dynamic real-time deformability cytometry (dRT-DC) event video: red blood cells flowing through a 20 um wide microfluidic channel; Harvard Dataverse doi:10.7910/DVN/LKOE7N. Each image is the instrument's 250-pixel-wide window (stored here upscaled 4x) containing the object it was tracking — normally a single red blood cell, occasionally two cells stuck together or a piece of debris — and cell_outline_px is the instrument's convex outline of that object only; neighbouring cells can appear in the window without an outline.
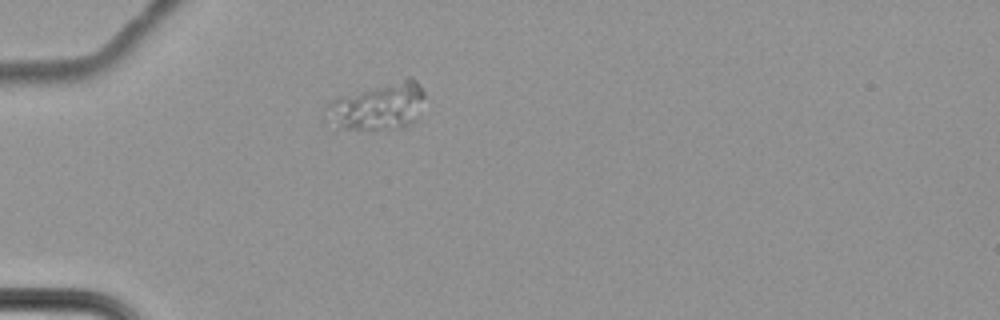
{"species": "common noctule bat (a hibernating species)", "species_latin": "Nyctalus noctula", "temperature_condition": "cold", "stored_images_in_passage": 43, "camera_frame_rate_fps": 3000, "um_per_image_px": 0.085, "animal": {"sex": "female", "body_mass_g": 22.7, "forearm_length_mm": 54.2}, "frame": {"image": 1, "passage_image": 1, "time_ms": 0.0, "image_size_px": [1000, 320], "cell_outline_px": [[424, 96], [416, 120], [412, 124], [404, 128], [332, 132], [328, 132], [324, 120], [324, 108], [328, 100], [336, 96], [408, 76], [412, 76], [420, 84], [424, 92]], "centroid_in_image_um": [31.94, 9.1], "position_along_channel_um": 53.1, "area_um2": 29.36}}
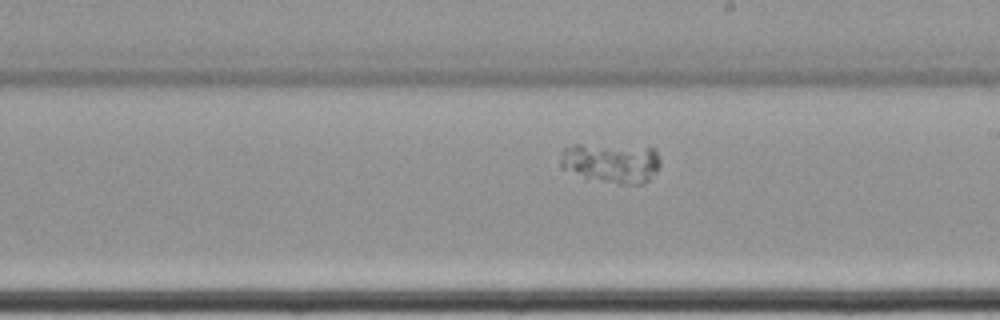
{"frame": {"image": 2, "passage_image": 19, "time_ms": 6.0, "image_size_px": [1000, 320], "cell_outline_px": [[660, 164], [656, 172], [648, 180], [640, 184], [616, 184], [584, 176], [560, 168], [560, 152], [564, 148], [572, 144], [580, 144], [656, 148], [660, 160]], "centroid_in_image_um": [51.95, 13.83], "position_along_channel_um": 237.1, "area_um2": 23.18}}
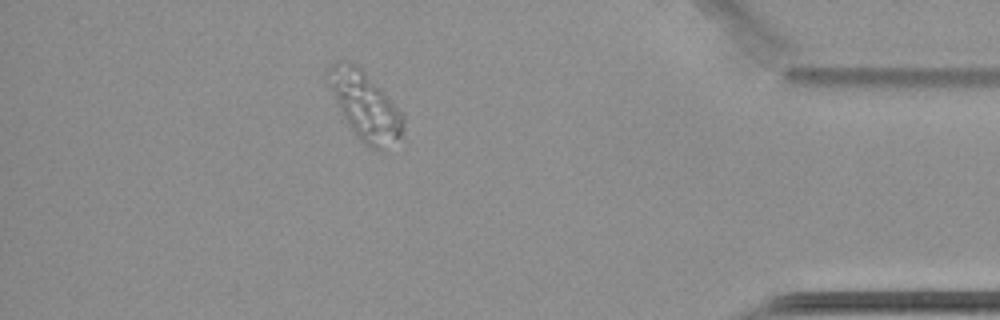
{"frame": {"image": 3, "passage_image": 37, "time_ms": 12.0, "image_size_px": [1000, 320], "cell_outline_px": [[404, 128], [400, 136], [380, 152], [364, 144], [360, 140], [344, 116], [324, 84], [324, 72], [336, 60], [356, 64], [404, 112]], "centroid_in_image_um": [30.98, 8.94], "position_along_channel_um": 404.2, "area_um2": 29.88}}